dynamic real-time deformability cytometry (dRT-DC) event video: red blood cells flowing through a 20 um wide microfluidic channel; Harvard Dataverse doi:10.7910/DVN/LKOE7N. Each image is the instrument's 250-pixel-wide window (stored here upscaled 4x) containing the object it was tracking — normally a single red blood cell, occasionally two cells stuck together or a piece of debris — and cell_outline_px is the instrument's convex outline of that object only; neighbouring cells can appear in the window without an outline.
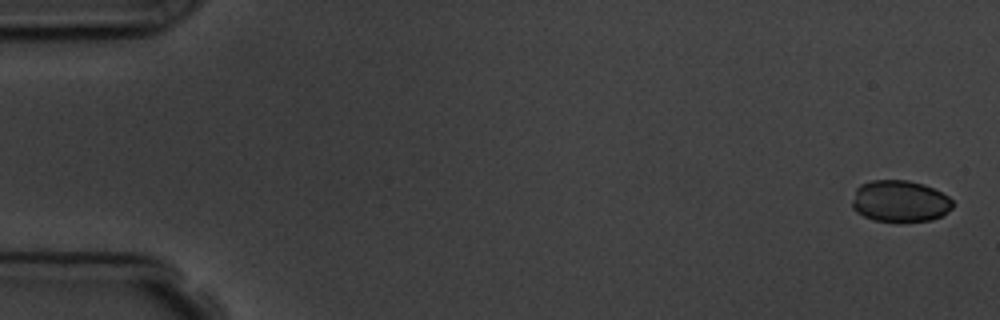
{"species": "common noctule bat (a hibernating species)", "species_latin": "Nyctalus noctula", "temperature_condition": "room temperature", "stored_images_in_passage": 6, "camera_frame_rate_fps": 3000, "um_per_image_px": 0.085, "animal": {"sex": "male", "body_mass_g": 19.5, "forearm_length_mm": 54.6}, "frame": {"image": 1, "passage_image": 1, "time_ms": 0.0, "image_size_px": [1000, 320], "cell_outline_px": [[952, 208], [948, 212], [932, 220], [876, 220], [864, 216], [856, 212], [852, 208], [852, 200], [856, 188], [860, 184], [872, 180], [908, 180], [924, 184], [948, 196], [952, 200]], "centroid_in_image_um": [76.47, 17.07], "position_along_channel_um": 8.5, "area_um2": 24.1}}
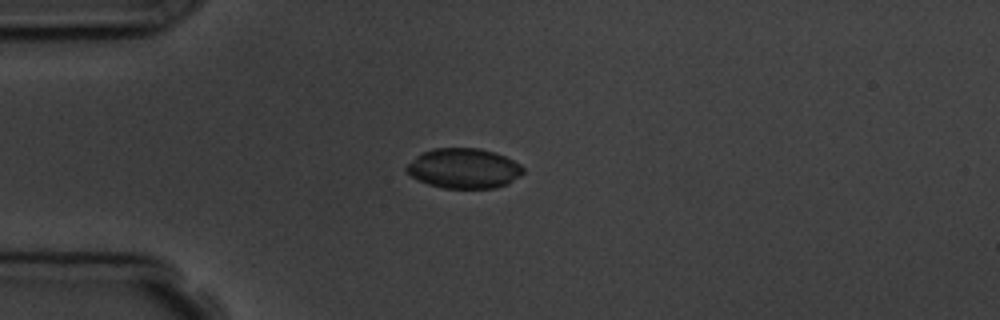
{"frame": {"image": 2, "passage_image": 5, "time_ms": 4.333, "image_size_px": [1000, 320], "cell_outline_px": [[524, 172], [520, 176], [508, 184], [496, 188], [444, 188], [428, 184], [412, 176], [404, 168], [416, 156], [432, 148], [480, 148], [496, 152], [520, 164], [524, 168]], "centroid_in_image_um": [39.45, 14.31], "position_along_channel_um": 45.5, "area_um2": 27.17}}
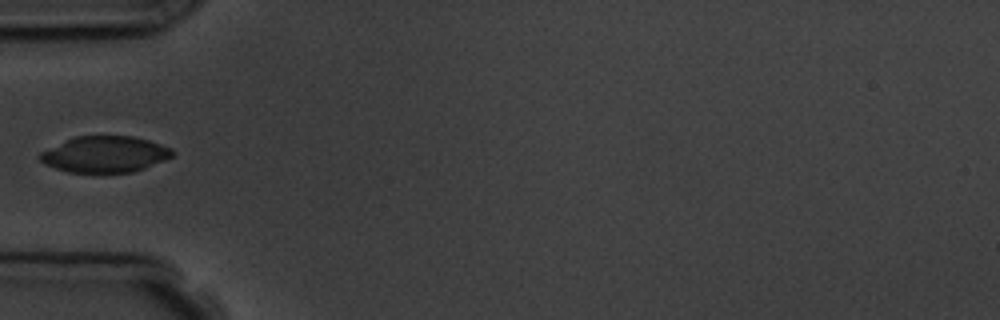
{"frame": {"image": 3, "passage_image": 6, "time_ms": 5.667, "image_size_px": [1000, 320], "cell_outline_px": [[176, 152], [172, 156], [164, 160], [144, 168], [132, 172], [68, 172], [44, 164], [36, 156], [40, 152], [76, 136], [132, 136], [148, 140], [172, 148]], "centroid_in_image_um": [8.91, 13.11], "position_along_channel_um": 76.1, "area_um2": 27.74}}